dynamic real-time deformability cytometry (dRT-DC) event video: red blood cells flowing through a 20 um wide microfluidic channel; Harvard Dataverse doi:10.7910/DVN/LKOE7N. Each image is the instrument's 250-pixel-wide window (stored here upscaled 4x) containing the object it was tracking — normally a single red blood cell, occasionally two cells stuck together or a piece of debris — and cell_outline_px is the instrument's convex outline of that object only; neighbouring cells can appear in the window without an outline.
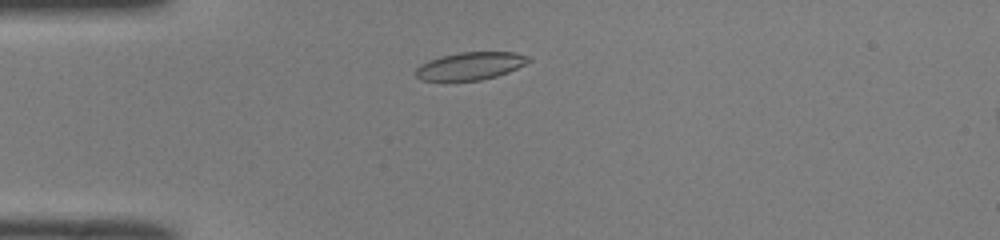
{"species": "common noctule bat (a hibernating species)", "species_latin": "Nyctalus noctula", "temperature_condition": "room temperature", "stored_images_in_passage": 39, "camera_frame_rate_fps": 3000, "um_per_image_px": 0.085, "animal": {"sex": "male", "body_mass_g": 19.0, "forearm_length_mm": 50.8}, "frame": {"image": 1, "passage_image": 2, "time_ms": 0.333, "image_size_px": [1000, 240], "cell_outline_px": [[532, 60], [508, 72], [496, 76], [480, 80], [420, 80], [416, 76], [416, 68], [420, 64], [428, 60], [440, 56], [460, 52], [512, 52], [532, 56]], "centroid_in_image_um": [39.98, 5.59], "position_along_channel_um": 45.0, "area_um2": 18.15}}
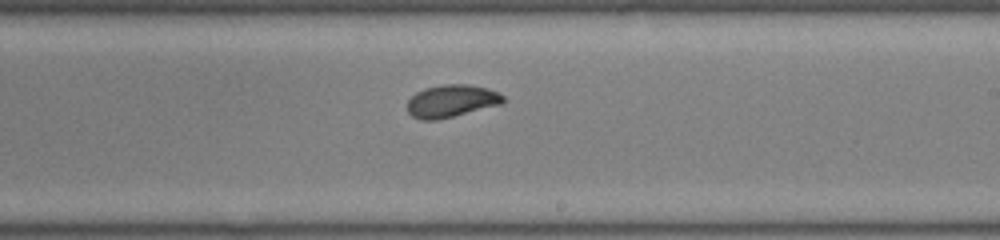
{"frame": {"image": 2, "passage_image": 19, "time_ms": 6.0, "image_size_px": [1000, 240], "cell_outline_px": [[504, 100], [500, 104], [436, 120], [420, 120], [412, 116], [408, 112], [408, 100], [416, 92], [424, 88], [444, 84], [468, 84], [488, 88], [504, 96]], "centroid_in_image_um": [38.33, 8.57], "position_along_channel_um": 250.7, "area_um2": 17.92}}
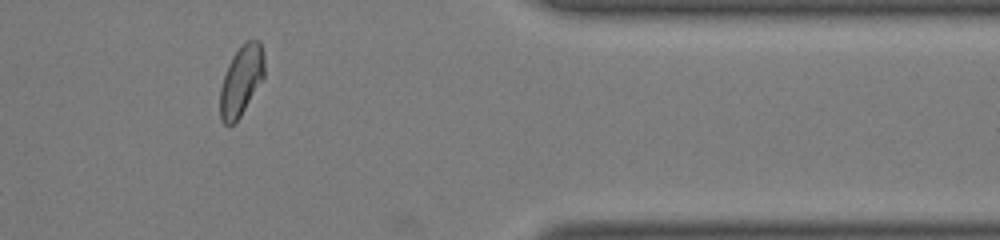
{"frame": {"image": 3, "passage_image": 31, "time_ms": 10.0, "image_size_px": [1000, 240], "cell_outline_px": [[264, 76], [240, 116], [228, 128], [220, 120], [220, 88], [228, 64], [232, 56], [248, 40], [260, 40], [264, 56]], "centroid_in_image_um": [20.49, 6.87], "position_along_channel_um": 390.9, "area_um2": 17.86}, "authors_computed_cell_mechanics": {"area_um2": 18.3226, "velocity_mm_per_s": 3.994, "shape_relaxation_time_tau1_ms": 9.6966, "shape_relaxation_time_tau2_ms": 1.4336, "deformation_change_tau1": 0.2472, "deformation_change_tau2": 0.0497}}